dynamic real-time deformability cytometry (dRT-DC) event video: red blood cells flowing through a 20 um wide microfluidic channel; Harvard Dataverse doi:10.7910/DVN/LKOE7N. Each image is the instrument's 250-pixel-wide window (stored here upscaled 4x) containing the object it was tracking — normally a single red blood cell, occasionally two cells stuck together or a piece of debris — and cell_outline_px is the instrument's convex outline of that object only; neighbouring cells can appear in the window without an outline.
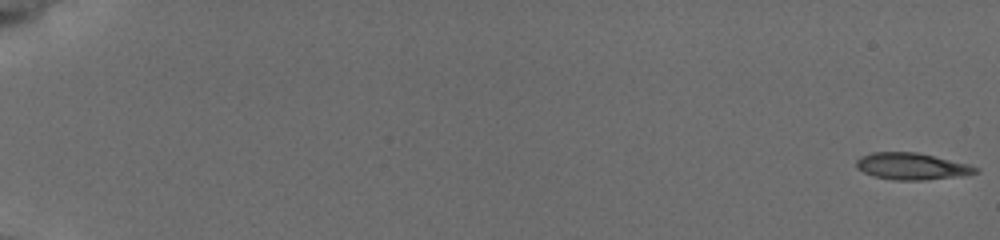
{"species": "common noctule bat (a hibernating species)", "species_latin": "Nyctalus noctula", "temperature_condition": "cold", "stored_images_in_passage": 57, "camera_frame_rate_fps": 3000, "um_per_image_px": 0.085, "animal": {"sex": "female", "body_mass_g": 19.5, "forearm_length_mm": 54.1}, "frame": {"image": 1, "passage_image": 1, "time_ms": 0.0, "image_size_px": [1000, 240], "cell_outline_px": [[980, 172], [924, 180], [892, 180], [872, 176], [856, 168], [856, 160], [860, 156], [872, 152], [916, 152], [968, 164], [980, 168]], "centroid_in_image_um": [77.43, 14.13], "position_along_channel_um": 7.6, "area_um2": 18.44}}
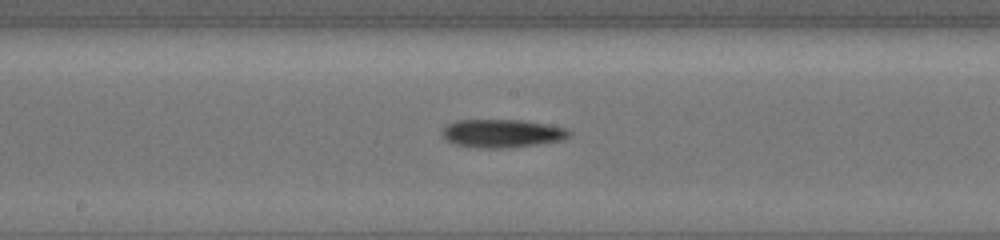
{"frame": {"image": 2, "passage_image": 33, "time_ms": 10.667, "image_size_px": [1000, 240], "cell_outline_px": [[572, 132], [564, 140], [540, 144], [508, 148], [480, 148], [456, 144], [448, 140], [440, 132], [448, 124], [456, 120], [520, 120], [568, 128]], "centroid_in_image_um": [42.71, 11.34], "position_along_channel_um": 205.5, "area_um2": 20.87}}
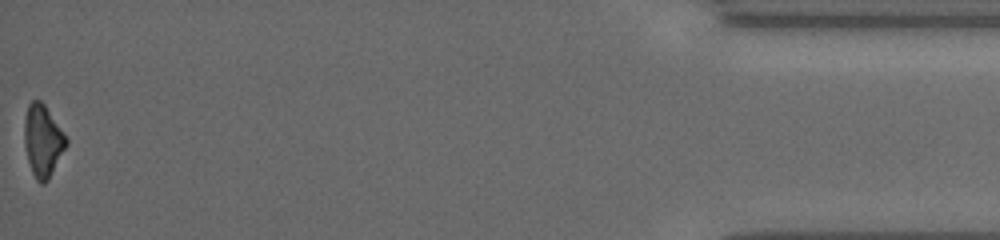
{"frame": {"image": 3, "passage_image": 57, "time_ms": 18.667, "image_size_px": [1000, 240], "cell_outline_px": [[68, 144], [48, 180], [44, 184], [40, 184], [36, 180], [32, 172], [28, 160], [24, 144], [24, 120], [28, 104], [32, 100], [40, 100], [44, 104], [68, 140]], "centroid_in_image_um": [3.62, 11.98], "position_along_channel_um": 431.6, "area_um2": 17.46}, "authors_computed_cell_mechanics": {"area_um2": 18.7272, "velocity_mm_per_s": 3.8079, "shape_relaxation_time_tau1_ms": 2.2112, "shape_relaxation_time_tau2_ms": null, "deformation_change_tau1": 0.1432, "deformation_change_tau2": null}}